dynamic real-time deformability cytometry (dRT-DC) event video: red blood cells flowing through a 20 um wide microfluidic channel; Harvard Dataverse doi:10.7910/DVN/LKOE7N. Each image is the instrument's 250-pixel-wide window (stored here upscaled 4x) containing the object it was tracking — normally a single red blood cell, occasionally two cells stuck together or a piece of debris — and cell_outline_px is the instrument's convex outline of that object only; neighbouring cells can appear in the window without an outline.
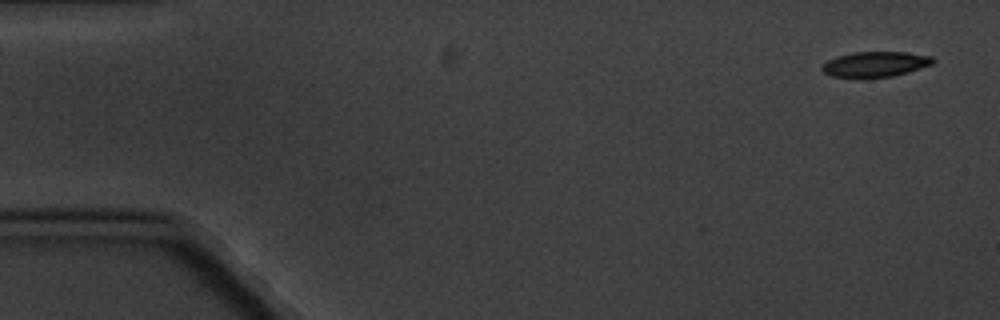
{"species": "common noctule bat (a hibernating species)", "species_latin": "Nyctalus noctula", "temperature_condition": "cold", "stored_images_in_passage": 4, "camera_frame_rate_fps": 3000, "um_per_image_px": 0.085, "animal": {"sex": "male", "body_mass_g": 20.1, "forearm_length_mm": 53.5}, "frame": {"image": 1, "passage_image": 1, "time_ms": 0.0, "image_size_px": [1000, 320], "cell_outline_px": [[936, 60], [932, 64], [908, 72], [892, 76], [832, 76], [824, 72], [820, 68], [828, 60], [836, 56], [852, 52], [908, 52], [932, 56]], "centroid_in_image_um": [74.43, 5.42], "position_along_channel_um": 10.6, "area_um2": 16.01}}
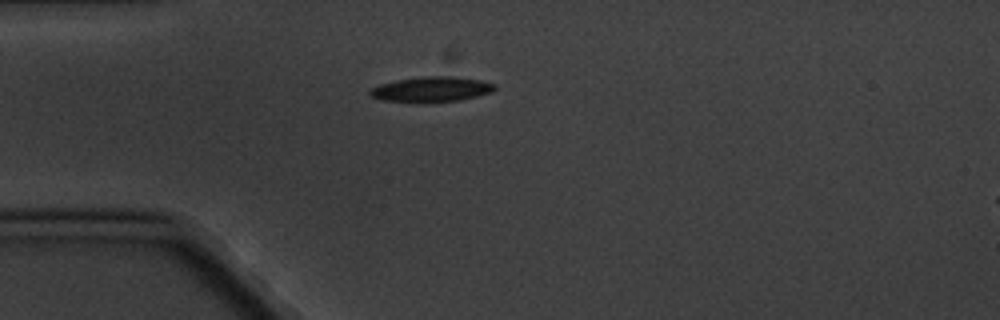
{"frame": {"image": 2, "passage_image": 4, "time_ms": 4.333, "image_size_px": [1000, 320], "cell_outline_px": [[496, 88], [492, 92], [460, 100], [424, 104], [384, 100], [372, 96], [368, 92], [372, 88], [380, 84], [396, 80], [424, 76], [452, 76], [480, 80], [496, 84]], "centroid_in_image_um": [36.68, 7.61], "position_along_channel_um": 48.3, "area_um2": 18.55}}